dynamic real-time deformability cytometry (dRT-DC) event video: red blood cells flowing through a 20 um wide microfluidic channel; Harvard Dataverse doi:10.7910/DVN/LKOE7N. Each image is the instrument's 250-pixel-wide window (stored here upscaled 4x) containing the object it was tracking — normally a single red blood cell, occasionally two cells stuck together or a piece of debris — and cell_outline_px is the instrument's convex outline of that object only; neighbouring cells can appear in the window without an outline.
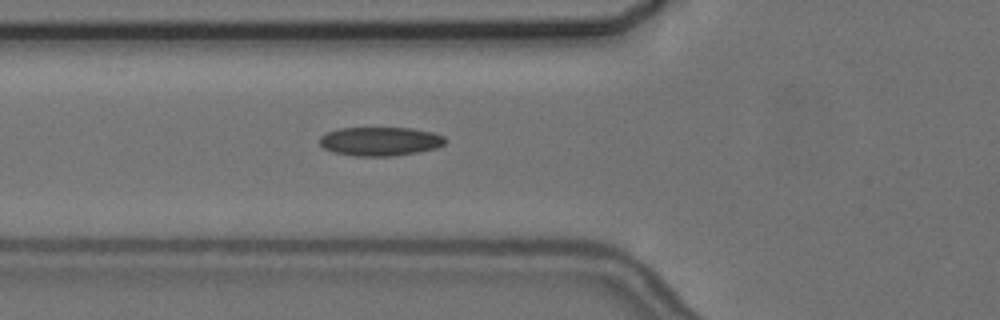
{"species": "common noctule bat (a hibernating species)", "species_latin": "Nyctalus noctula", "temperature_condition": "cold", "stored_images_in_passage": 3, "camera_frame_rate_fps": 3000, "um_per_image_px": 0.085, "animal": {"sex": "female", "body_mass_g": 24.6, "forearm_length_mm": 56.2}, "frame": {"image": 1, "passage_image": 3, "time_ms": 3.667, "image_size_px": [1000, 320], "cell_outline_px": [[448, 140], [444, 144], [436, 148], [416, 152], [392, 156], [352, 156], [332, 152], [324, 148], [320, 144], [320, 136], [328, 132], [340, 128], [412, 128], [432, 132], [444, 136]], "centroid_in_image_um": [32.31, 12.01], "position_along_channel_um": 93.5, "area_um2": 21.15}}